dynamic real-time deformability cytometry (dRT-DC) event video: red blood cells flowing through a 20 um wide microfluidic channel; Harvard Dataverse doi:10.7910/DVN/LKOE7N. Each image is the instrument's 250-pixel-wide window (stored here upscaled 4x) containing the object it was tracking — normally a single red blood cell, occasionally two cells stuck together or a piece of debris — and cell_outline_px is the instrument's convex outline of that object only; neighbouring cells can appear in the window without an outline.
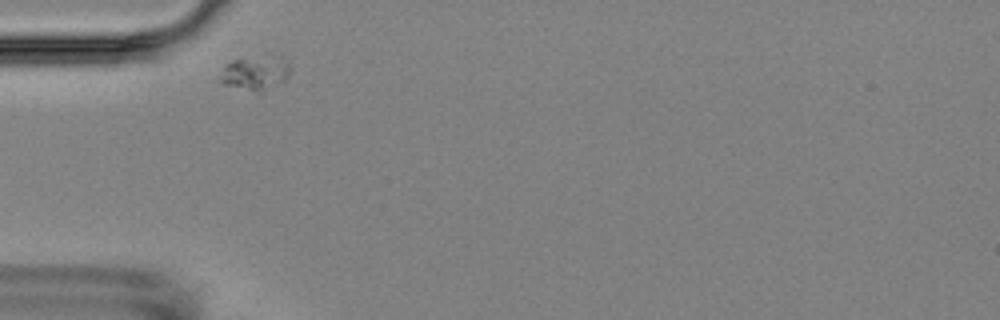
{"species": "Egyptian fruit bat (a non-hibernating species)", "species_latin": "Rousettus aegyptiacus", "temperature_condition": "room temperature", "stored_images_in_passage": 2, "camera_frame_rate_fps": 3000, "um_per_image_px": 0.085, "animal": {"sex": "female"}, "frame": {"image": 1, "passage_image": 1, "time_ms": 0.0, "image_size_px": [1000, 320], "cell_outline_px": [[292, 68], [288, 76], [284, 80], [260, 92], [256, 92], [224, 84], [220, 80], [220, 76], [224, 64], [232, 60], [280, 56], [288, 56], [292, 64]], "centroid_in_image_um": [21.77, 6.18], "position_along_channel_um": 63.2, "area_um2": 13.93}}